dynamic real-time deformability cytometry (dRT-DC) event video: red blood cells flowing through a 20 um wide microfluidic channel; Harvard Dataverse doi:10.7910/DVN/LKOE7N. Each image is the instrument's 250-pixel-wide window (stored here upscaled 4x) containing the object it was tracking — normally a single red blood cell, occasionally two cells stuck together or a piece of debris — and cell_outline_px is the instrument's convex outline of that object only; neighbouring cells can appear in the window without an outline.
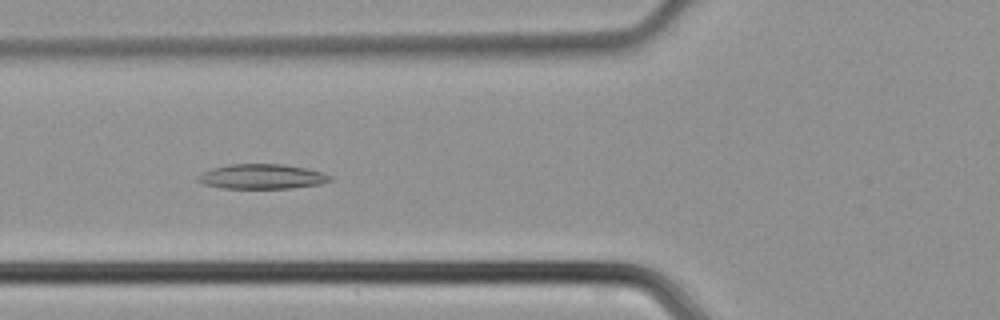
{"species": "common noctule bat (a hibernating species)", "species_latin": "Nyctalus noctula", "temperature_condition": "cold", "stored_images_in_passage": 47, "camera_frame_rate_fps": 3000, "um_per_image_px": 0.085, "animal": {"sex": "male", "body_mass_g": 21.5, "forearm_length_mm": 52.0}, "frame": {"image": 1, "passage_image": 17, "time_ms": 5.333, "image_size_px": [1000, 320], "cell_outline_px": [[332, 180], [320, 184], [292, 188], [224, 188], [204, 184], [196, 180], [196, 176], [212, 168], [228, 164], [284, 164], [324, 172], [332, 176]], "centroid_in_image_um": [22.27, 15.0], "position_along_channel_um": 103.5, "area_um2": 19.13}}
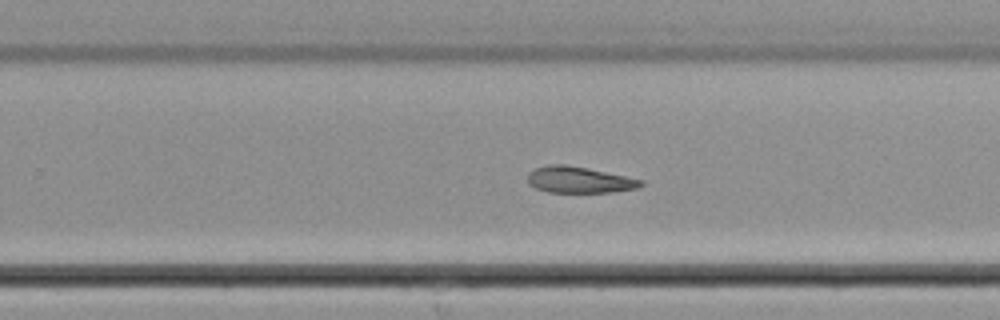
{"frame": {"image": 2, "passage_image": 29, "time_ms": 9.333, "image_size_px": [1000, 320], "cell_outline_px": [[644, 184], [636, 188], [612, 192], [548, 192], [536, 188], [528, 184], [528, 172], [536, 168], [548, 164], [564, 164], [644, 180]], "centroid_in_image_um": [49.19, 15.29], "position_along_channel_um": 280.6, "area_um2": 17.11}}
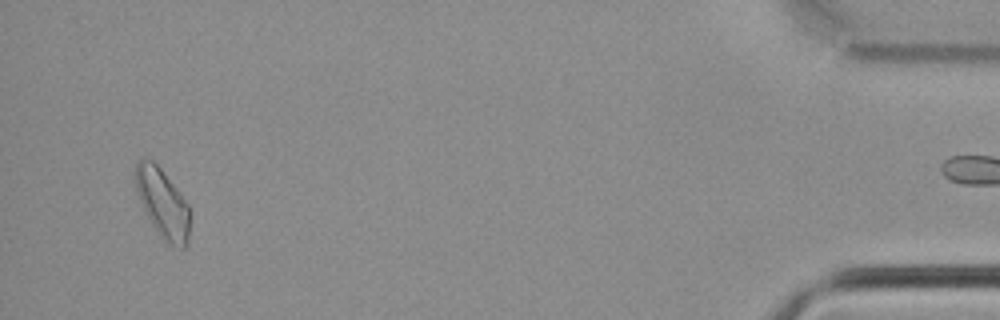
{"frame": {"image": 3, "passage_image": 44, "time_ms": 14.333, "image_size_px": [1000, 320], "cell_outline_px": [[188, 244], [184, 248], [180, 248], [164, 240], [160, 236], [152, 224], [140, 200], [136, 188], [132, 172], [136, 164], [140, 160], [152, 160], [160, 168], [188, 204]], "centroid_in_image_um": [13.79, 17.26], "position_along_channel_um": 421.4, "area_um2": 21.33}}